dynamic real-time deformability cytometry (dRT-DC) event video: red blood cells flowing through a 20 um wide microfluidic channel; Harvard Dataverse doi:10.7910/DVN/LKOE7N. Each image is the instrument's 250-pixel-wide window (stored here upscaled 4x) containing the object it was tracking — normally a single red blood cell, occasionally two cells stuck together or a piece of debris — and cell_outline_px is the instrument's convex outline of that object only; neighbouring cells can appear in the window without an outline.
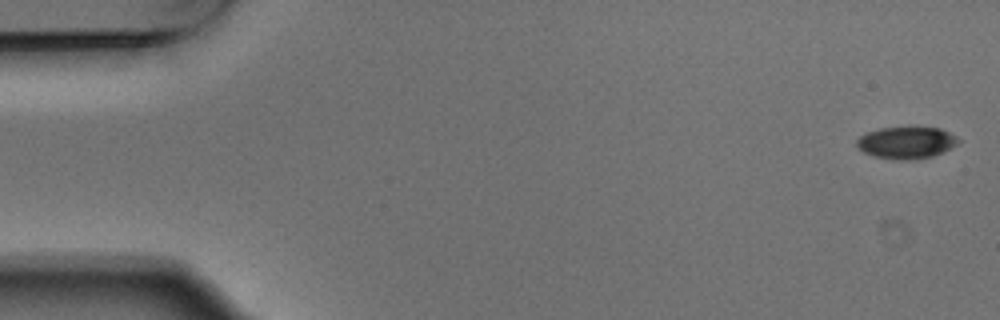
{"species": "Egyptian fruit bat (a non-hibernating species)", "species_latin": "Rousettus aegyptiacus", "temperature_condition": "warm", "stored_images_in_passage": 6, "segment_of_instrument_passage": [2, 2], "camera_frame_rate_fps": 3000, "um_per_image_px": 0.085, "animal": {"sex": "male"}, "frame": {"image": 1, "passage_image": 6, "time_ms": 1.667, "image_size_px": [1000, 320], "cell_outline_px": [[960, 140], [956, 144], [944, 152], [932, 156], [916, 160], [892, 160], [876, 156], [864, 152], [856, 144], [856, 140], [860, 136], [868, 132], [880, 128], [908, 124], [912, 124], [940, 128], [956, 136]], "centroid_in_image_um": [77.06, 12.08], "position_along_channel_um": 7.9, "area_um2": 19.65}}